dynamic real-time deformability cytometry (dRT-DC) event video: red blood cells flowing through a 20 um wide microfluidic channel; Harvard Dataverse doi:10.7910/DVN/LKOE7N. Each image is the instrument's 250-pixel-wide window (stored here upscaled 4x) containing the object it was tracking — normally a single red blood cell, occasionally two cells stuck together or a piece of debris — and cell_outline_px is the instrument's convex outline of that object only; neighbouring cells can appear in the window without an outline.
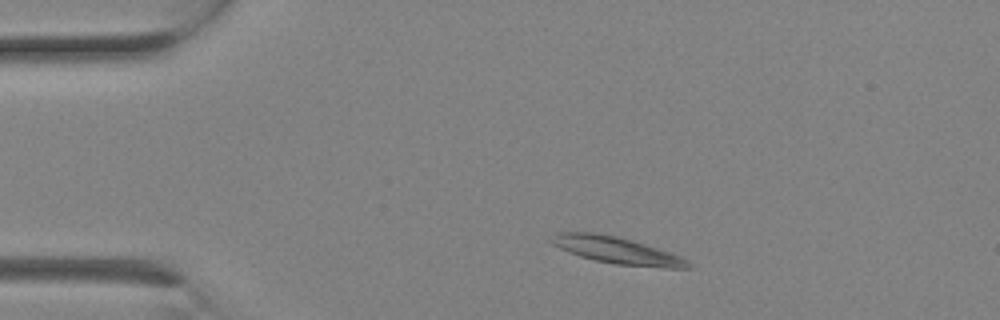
{"species": "Egyptian fruit bat (a non-hibernating species)", "species_latin": "Rousettus aegyptiacus", "temperature_condition": "room temperature", "stored_images_in_passage": 1, "camera_frame_rate_fps": 3000, "um_per_image_px": 0.085, "animal": {"sex": "female"}, "frame": {"image": 1, "passage_image": 1, "time_ms": 0.0, "image_size_px": [1000, 320], "cell_outline_px": [[692, 268], [664, 268], [616, 264], [596, 260], [580, 256], [568, 252], [552, 244], [548, 240], [556, 232], [596, 232], [616, 236], [632, 240], [680, 256], [688, 260], [692, 264]], "centroid_in_image_um": [52.41, 21.27], "position_along_channel_um": 32.6, "area_um2": 21.33}}